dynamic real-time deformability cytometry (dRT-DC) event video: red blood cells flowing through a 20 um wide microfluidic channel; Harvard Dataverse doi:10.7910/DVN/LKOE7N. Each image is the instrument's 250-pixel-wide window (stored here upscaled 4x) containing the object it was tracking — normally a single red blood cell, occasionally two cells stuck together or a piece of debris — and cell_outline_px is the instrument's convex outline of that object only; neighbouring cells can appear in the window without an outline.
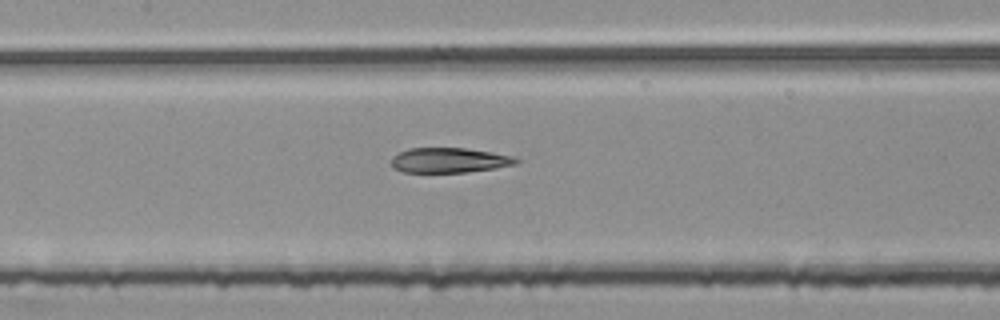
{"species": "common noctule bat (a hibernating species)", "species_latin": "Nyctalus noctula", "temperature_condition": "room temperature", "stored_images_in_passage": 54, "segment_of_instrument_passage": [2, 2], "camera_frame_rate_fps": 3000, "um_per_image_px": 0.085, "animal": {"sex": "female", "body_mass_g": 25.1}, "frame": {"image": 1, "passage_image": 25, "time_ms": 8.0, "image_size_px": [1000, 320], "cell_outline_px": [[520, 160], [516, 164], [496, 168], [468, 172], [404, 172], [392, 168], [392, 156], [408, 148], [464, 148], [492, 152], [512, 156]], "centroid_in_image_um": [38.18, 13.62], "position_along_channel_um": 169.2, "area_um2": 18.15}}
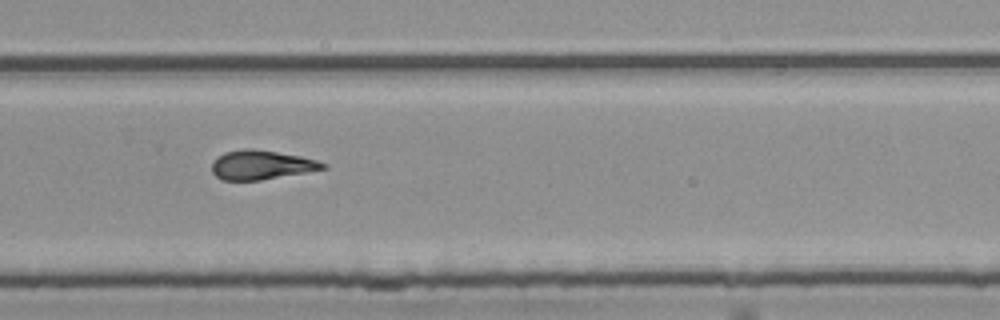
{"frame": {"image": 2, "passage_image": 36, "time_ms": 11.667, "image_size_px": [1000, 320], "cell_outline_px": [[328, 168], [260, 180], [224, 180], [216, 176], [212, 172], [212, 164], [224, 152], [240, 148], [252, 148], [300, 156], [316, 160], [328, 164]], "centroid_in_image_um": [22.22, 14.01], "position_along_channel_um": 307.6, "area_um2": 18.73}}
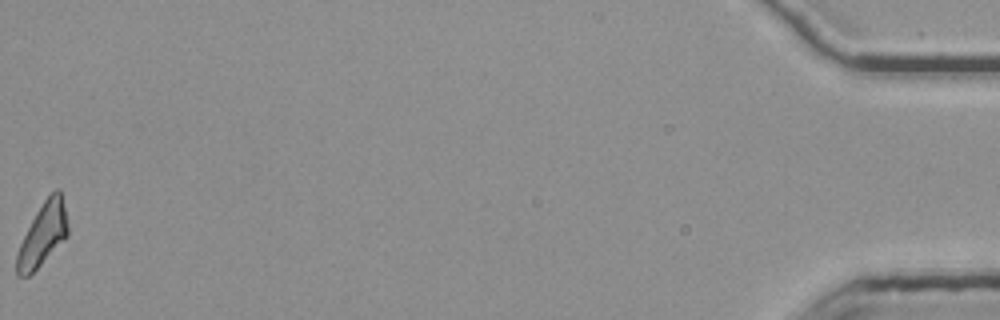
{"frame": {"image": 3, "passage_image": 54, "time_ms": 17.667, "image_size_px": [1000, 320], "cell_outline_px": [[68, 236], [28, 276], [16, 276], [16, 252], [36, 212], [44, 200], [56, 188], [60, 188], [68, 224]], "centroid_in_image_um": [3.63, 19.92], "position_along_channel_um": 431.6, "area_um2": 18.32}}